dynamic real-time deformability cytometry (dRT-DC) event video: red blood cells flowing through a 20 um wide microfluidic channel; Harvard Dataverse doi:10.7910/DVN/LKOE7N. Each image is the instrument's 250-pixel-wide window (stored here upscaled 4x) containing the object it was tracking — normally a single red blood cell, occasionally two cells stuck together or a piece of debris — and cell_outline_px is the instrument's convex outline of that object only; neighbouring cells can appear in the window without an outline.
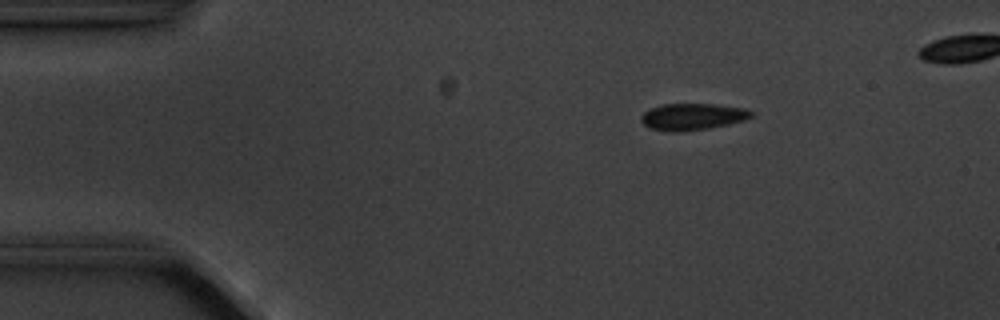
{"species": "common noctule bat (a hibernating species)", "species_latin": "Nyctalus noctula", "temperature_condition": "cold", "stored_images_in_passage": 4, "camera_frame_rate_fps": 3000, "um_per_image_px": 0.085, "animal": {"sex": "male", "body_mass_g": 20.1, "forearm_length_mm": 53.5}, "frame": {"image": 1, "passage_image": 1, "time_ms": 0.0, "image_size_px": [1000, 320], "cell_outline_px": [[752, 116], [744, 120], [728, 124], [708, 128], [652, 128], [644, 124], [640, 120], [640, 116], [644, 112], [652, 108], [664, 104], [716, 104], [744, 108], [752, 112]], "centroid_in_image_um": [58.92, 9.85], "position_along_channel_um": 26.1, "area_um2": 16.01}}